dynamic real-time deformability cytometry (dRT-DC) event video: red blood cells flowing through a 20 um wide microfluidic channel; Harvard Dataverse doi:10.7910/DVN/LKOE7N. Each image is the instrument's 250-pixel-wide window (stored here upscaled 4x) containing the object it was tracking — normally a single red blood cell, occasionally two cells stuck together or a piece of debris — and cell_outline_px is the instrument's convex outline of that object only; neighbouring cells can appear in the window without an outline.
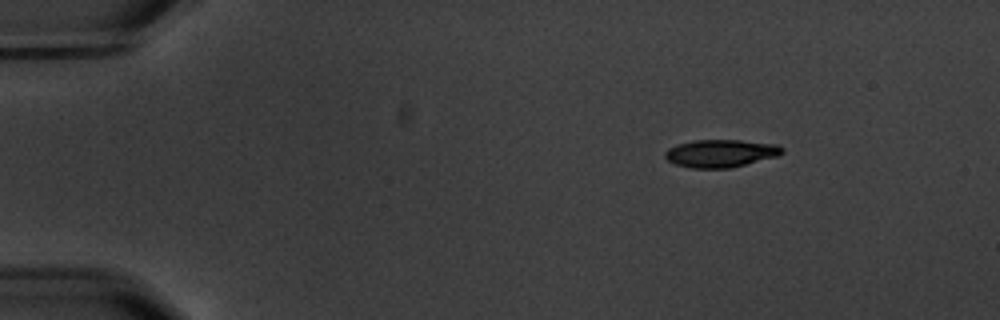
{"species": "common noctule bat (a hibernating species)", "species_latin": "Nyctalus noctula", "temperature_condition": "warm", "stored_images_in_passage": 9, "camera_frame_rate_fps": 3000, "um_per_image_px": 0.085, "animal": {"sex": "male", "body_mass_g": 20.1, "forearm_length_mm": 53.5}, "frame": {"image": 1, "passage_image": 2, "time_ms": 1.333, "image_size_px": [1000, 320], "cell_outline_px": [[784, 152], [780, 156], [728, 168], [692, 168], [676, 164], [668, 160], [664, 156], [664, 152], [668, 148], [676, 144], [696, 140], [740, 140], [776, 144], [784, 148]], "centroid_in_image_um": [61.27, 13.03], "position_along_channel_um": 23.7, "area_um2": 18.96}}
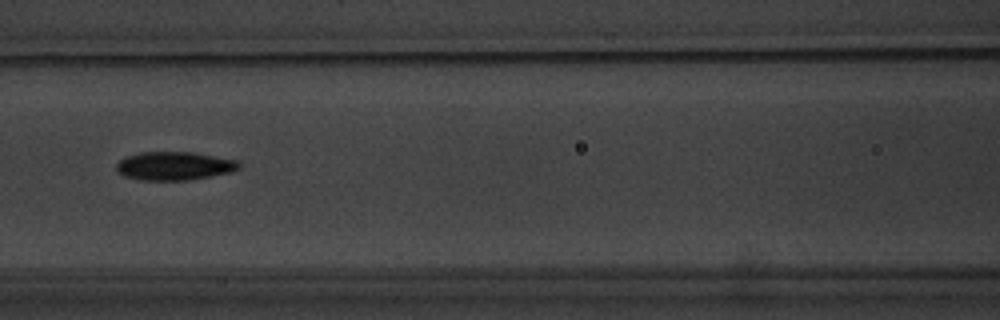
{"frame": {"image": 2, "passage_image": 7, "time_ms": 7.333, "image_size_px": [1000, 320], "cell_outline_px": [[240, 168], [232, 172], [212, 176], [188, 180], [140, 180], [124, 176], [116, 168], [116, 164], [124, 156], [140, 152], [192, 152], [240, 160]], "centroid_in_image_um": [14.84, 14.1], "position_along_channel_um": 151.8, "area_um2": 20.52}}
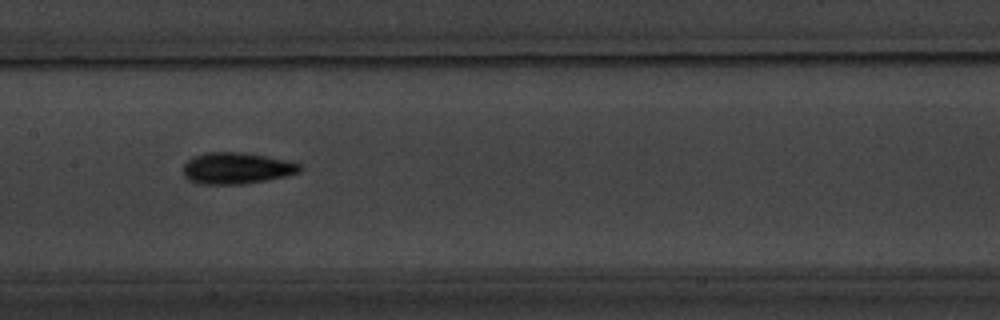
{"frame": {"image": 3, "passage_image": 8, "time_ms": 8.333, "image_size_px": [1000, 320], "cell_outline_px": [[304, 168], [300, 172], [288, 176], [244, 184], [200, 184], [188, 180], [184, 176], [184, 164], [192, 156], [208, 152], [240, 152], [288, 160], [300, 164]], "centroid_in_image_um": [20.13, 14.3], "position_along_channel_um": 187.3, "area_um2": 21.5}}